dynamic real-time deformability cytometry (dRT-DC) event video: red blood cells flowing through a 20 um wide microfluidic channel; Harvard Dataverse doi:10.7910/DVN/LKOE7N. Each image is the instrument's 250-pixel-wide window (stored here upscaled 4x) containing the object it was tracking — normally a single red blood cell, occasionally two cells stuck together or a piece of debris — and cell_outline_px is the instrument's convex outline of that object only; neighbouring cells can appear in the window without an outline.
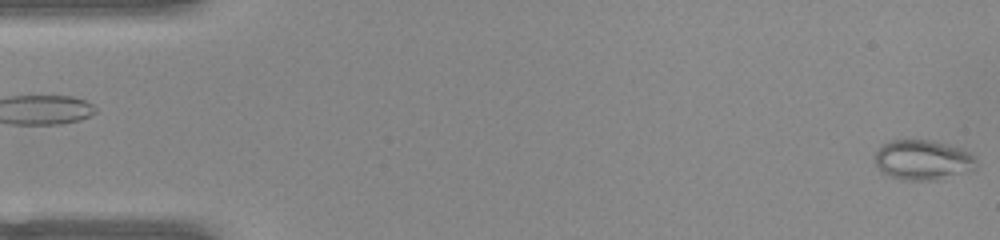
{"species": "common noctule bat (a hibernating species)", "species_latin": "Nyctalus noctula", "temperature_condition": "warm", "stored_images_in_passage": 52, "camera_frame_rate_fps": 3000, "um_per_image_px": 0.085, "animal": {"sex": "female", "body_mass_g": 22.0, "forearm_length_mm": 56.7}, "frame": {"image": 1, "passage_image": 1, "time_ms": 0.0, "image_size_px": [1000, 240], "cell_outline_px": [[976, 168], [936, 180], [900, 180], [888, 176], [880, 172], [876, 164], [876, 152], [880, 144], [892, 140], [936, 140], [972, 152], [976, 156]], "centroid_in_image_um": [78.42, 13.58], "position_along_channel_um": 6.6, "area_um2": 23.93}}
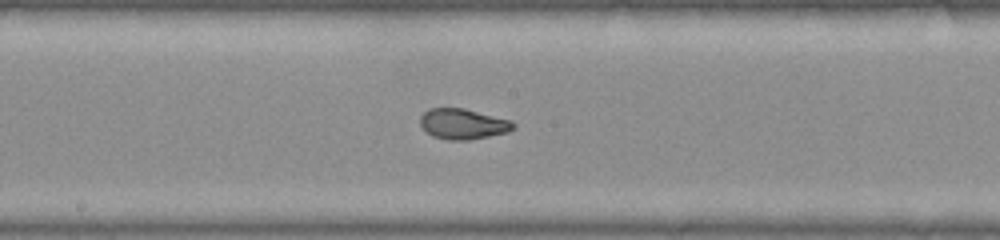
{"frame": {"image": 2, "passage_image": 27, "time_ms": 8.667, "image_size_px": [1000, 240], "cell_outline_px": [[516, 128], [508, 132], [468, 140], [448, 140], [432, 136], [420, 124], [420, 116], [428, 108], [464, 108], [512, 120], [516, 124]], "centroid_in_image_um": [39.38, 10.53], "position_along_channel_um": 208.8, "area_um2": 16.65}}
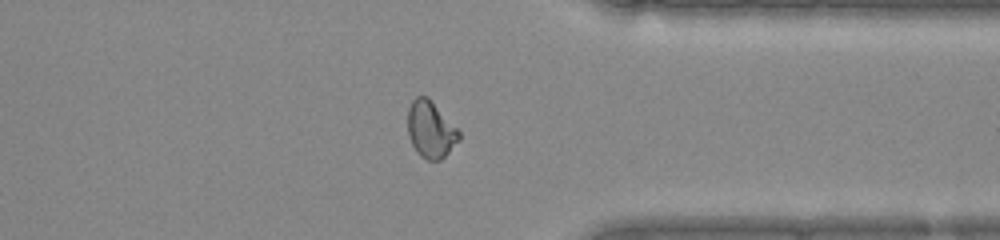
{"frame": {"image": 3, "passage_image": 40, "time_ms": 13.0, "image_size_px": [1000, 240], "cell_outline_px": [[460, 140], [440, 160], [428, 160], [420, 156], [416, 152], [412, 144], [408, 132], [408, 108], [412, 100], [416, 96], [428, 96], [460, 132]], "centroid_in_image_um": [36.6, 11.0], "position_along_channel_um": 374.8, "area_um2": 16.88}, "authors_computed_cell_mechanics": {"area_um2": 17.8891, "velocity_mm_per_s": 3.9644, "shape_relaxation_time_tau1_ms": null, "shape_relaxation_time_tau2_ms": 0.5879, "deformation_change_tau1": null, "deformation_change_tau2": 0.05}}